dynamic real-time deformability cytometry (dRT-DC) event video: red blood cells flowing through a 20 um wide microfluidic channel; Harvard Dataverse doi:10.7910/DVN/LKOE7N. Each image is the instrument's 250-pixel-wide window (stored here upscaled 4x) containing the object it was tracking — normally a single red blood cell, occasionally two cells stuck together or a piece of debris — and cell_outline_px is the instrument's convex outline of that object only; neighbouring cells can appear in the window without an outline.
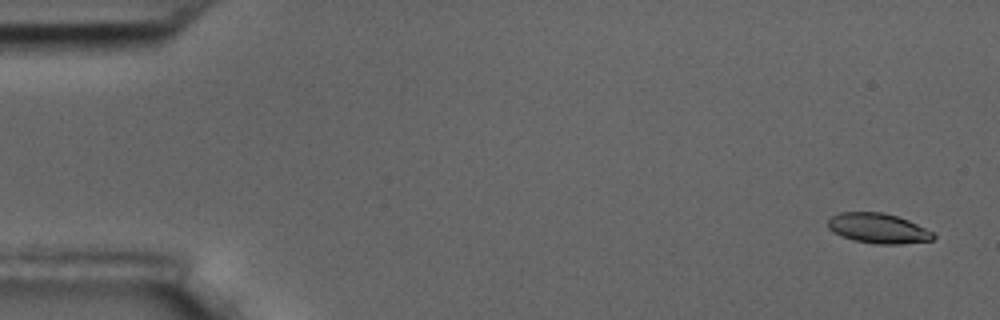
{"species": "common noctule bat (a hibernating species)", "species_latin": "Nyctalus noctula", "temperature_condition": "room temperature", "stored_images_in_passage": 5, "camera_frame_rate_fps": 3000, "um_per_image_px": 0.085, "animal": {"sex": "male", "body_mass_g": 17.5, "forearm_length_mm": 52.3}, "frame": {"image": 1, "passage_image": 1, "time_ms": 0.0, "image_size_px": [1000, 320], "cell_outline_px": [[936, 236], [932, 240], [900, 244], [872, 244], [852, 240], [840, 236], [832, 232], [828, 228], [828, 220], [832, 216], [840, 212], [884, 212], [908, 220], [932, 232]], "centroid_in_image_um": [74.6, 19.41], "position_along_channel_um": 10.4, "area_um2": 18.5}}
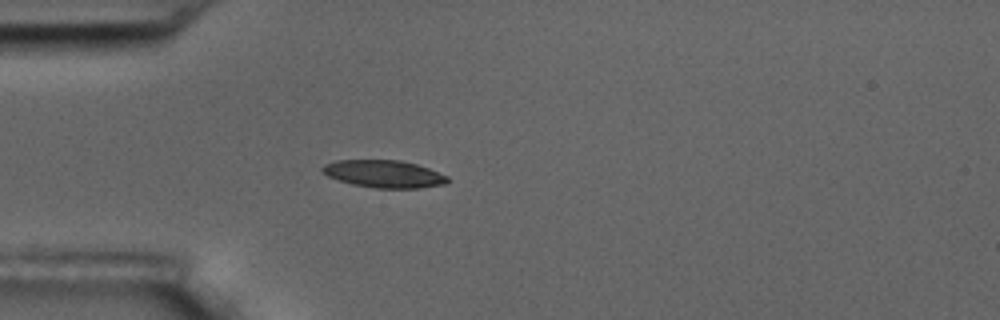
{"frame": {"image": 2, "passage_image": 5, "time_ms": 4.667, "image_size_px": [1000, 320], "cell_outline_px": [[448, 180], [444, 184], [416, 188], [376, 188], [352, 184], [328, 176], [320, 168], [324, 164], [336, 160], [400, 160], [416, 164], [428, 168], [448, 176]], "centroid_in_image_um": [32.62, 14.77], "position_along_channel_um": 52.4, "area_um2": 19.83}}